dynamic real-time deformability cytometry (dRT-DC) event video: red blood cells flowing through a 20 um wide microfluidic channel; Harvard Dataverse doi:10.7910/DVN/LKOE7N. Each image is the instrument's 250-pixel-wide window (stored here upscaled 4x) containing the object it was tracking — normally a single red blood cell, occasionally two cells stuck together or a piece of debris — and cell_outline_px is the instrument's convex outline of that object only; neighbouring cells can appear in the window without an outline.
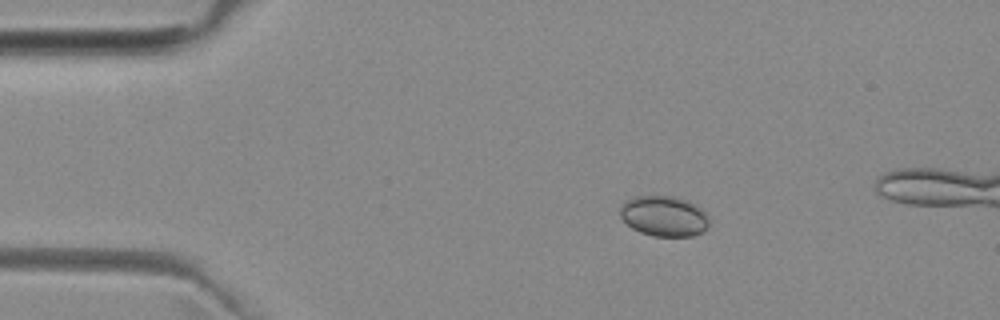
{"species": "common noctule bat (a hibernating species)", "species_latin": "Nyctalus noctula", "temperature_condition": "room temperature", "stored_images_in_passage": 6, "camera_frame_rate_fps": 3000, "um_per_image_px": 0.085, "animal": {"sex": "female", "body_mass_g": 29.2, "forearm_length_mm": 56.3}, "frame": {"image": 1, "passage_image": 2, "time_ms": 1.0, "image_size_px": [1000, 320], "cell_outline_px": [[708, 224], [704, 232], [692, 236], [652, 236], [640, 232], [632, 228], [620, 216], [620, 208], [624, 200], [636, 196], [668, 196], [684, 200], [700, 208], [708, 216]], "centroid_in_image_um": [56.41, 18.38], "position_along_channel_um": 28.6, "area_um2": 20.81}}
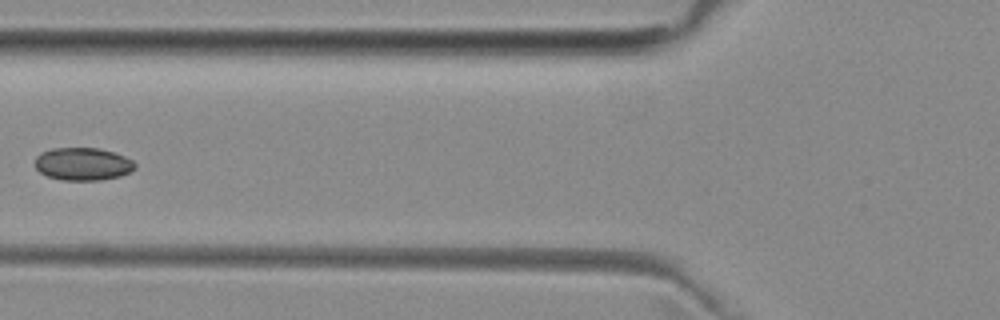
{"frame": {"image": 2, "passage_image": 5, "time_ms": 4.667, "image_size_px": [1000, 320], "cell_outline_px": [[136, 168], [120, 176], [100, 180], [60, 180], [48, 176], [40, 172], [36, 168], [36, 156], [40, 152], [52, 148], [100, 148], [116, 152], [132, 160], [136, 164]], "centroid_in_image_um": [7.05, 13.93], "position_along_channel_um": 118.8, "area_um2": 19.19}}
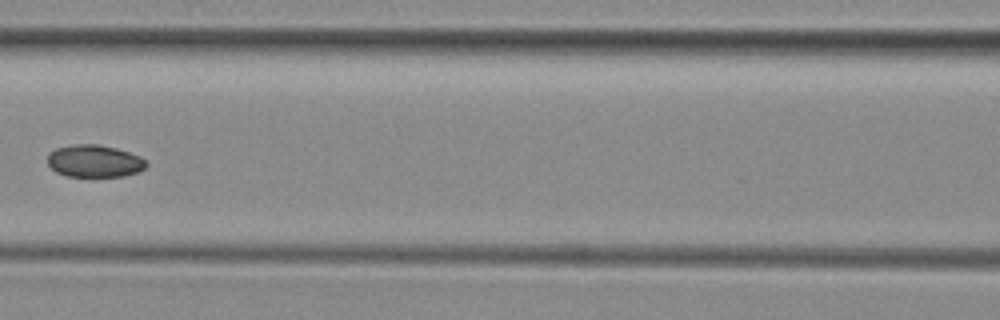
{"frame": {"image": 3, "passage_image": 6, "time_ms": 5.667, "image_size_px": [1000, 320], "cell_outline_px": [[148, 164], [144, 168], [136, 172], [124, 176], [68, 176], [56, 172], [48, 164], [48, 152], [56, 148], [76, 144], [96, 144], [116, 148], [140, 156]], "centroid_in_image_um": [8.0, 13.68], "position_along_channel_um": 158.6, "area_um2": 18.44}}